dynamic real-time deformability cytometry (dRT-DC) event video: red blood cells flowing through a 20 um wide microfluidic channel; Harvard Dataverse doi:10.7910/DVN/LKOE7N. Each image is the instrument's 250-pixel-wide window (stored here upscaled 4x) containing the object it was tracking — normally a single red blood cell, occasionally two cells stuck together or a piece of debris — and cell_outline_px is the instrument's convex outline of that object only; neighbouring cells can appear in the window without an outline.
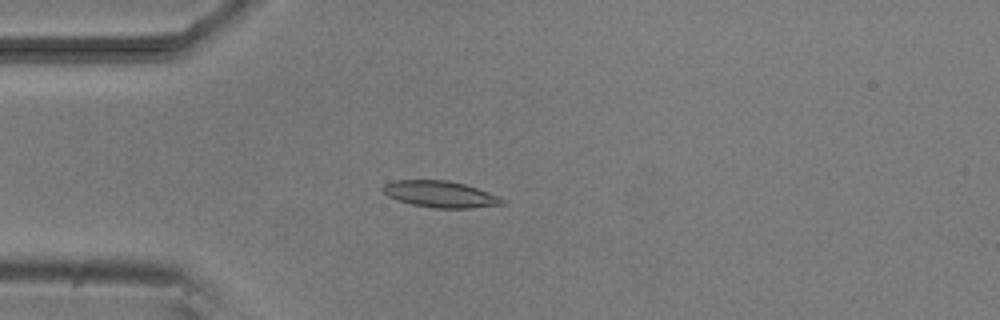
{"species": "common noctule bat (a hibernating species)", "species_latin": "Nyctalus noctula", "temperature_condition": "room temperature", "stored_images_in_passage": 52, "camera_frame_rate_fps": 3000, "um_per_image_px": 0.085, "animal": {"sex": "male", "body_mass_g": 20.5, "forearm_length_mm": 52.5}, "frame": {"image": 1, "passage_image": 13, "time_ms": 4.0, "image_size_px": [1000, 320], "cell_outline_px": [[504, 204], [468, 208], [432, 208], [412, 204], [396, 200], [388, 196], [380, 188], [384, 184], [392, 180], [448, 180], [464, 184], [488, 192], [504, 200]], "centroid_in_image_um": [37.35, 16.5], "position_along_channel_um": 47.6, "area_um2": 18.32}}
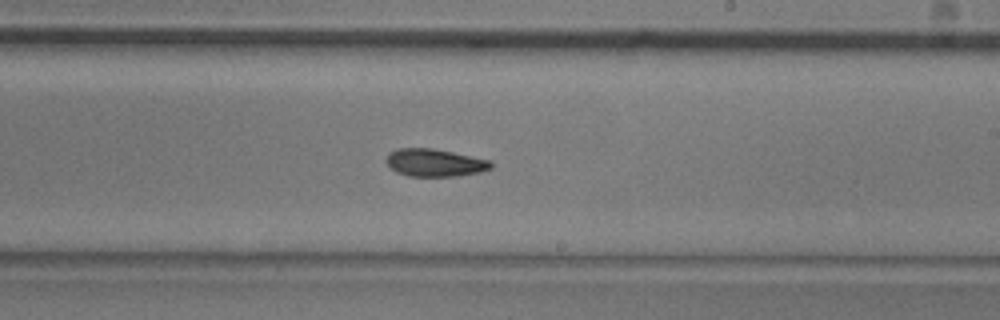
{"frame": {"image": 2, "passage_image": 30, "time_ms": 9.667, "image_size_px": [1000, 320], "cell_outline_px": [[492, 168], [480, 172], [460, 176], [408, 176], [396, 172], [388, 164], [388, 152], [396, 148], [432, 148], [452, 152], [488, 160], [492, 164]], "centroid_in_image_um": [36.95, 13.83], "position_along_channel_um": 252.1, "area_um2": 16.7}}
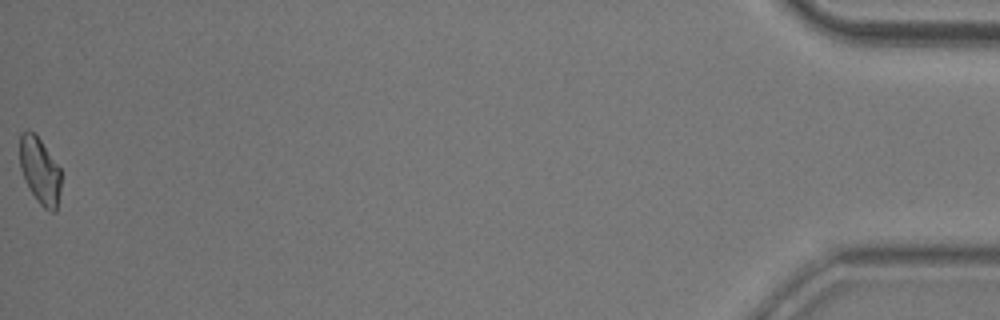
{"frame": {"image": 3, "passage_image": 52, "time_ms": 17.0, "image_size_px": [1000, 320], "cell_outline_px": [[60, 192], [56, 212], [52, 212], [44, 208], [36, 200], [20, 168], [20, 132], [28, 128], [40, 140], [60, 168]], "centroid_in_image_um": [3.39, 14.51], "position_along_channel_um": 431.8, "area_um2": 15.78}, "authors_computed_cell_mechanics": {"area_um2": 17.051, "velocity_mm_per_s": 3.8207, "shape_relaxation_time_tau1_ms": 7.5546, "shape_relaxation_time_tau2_ms": 3.9049, "deformation_change_tau1": 0.1553, "deformation_change_tau2": 0.0932}}